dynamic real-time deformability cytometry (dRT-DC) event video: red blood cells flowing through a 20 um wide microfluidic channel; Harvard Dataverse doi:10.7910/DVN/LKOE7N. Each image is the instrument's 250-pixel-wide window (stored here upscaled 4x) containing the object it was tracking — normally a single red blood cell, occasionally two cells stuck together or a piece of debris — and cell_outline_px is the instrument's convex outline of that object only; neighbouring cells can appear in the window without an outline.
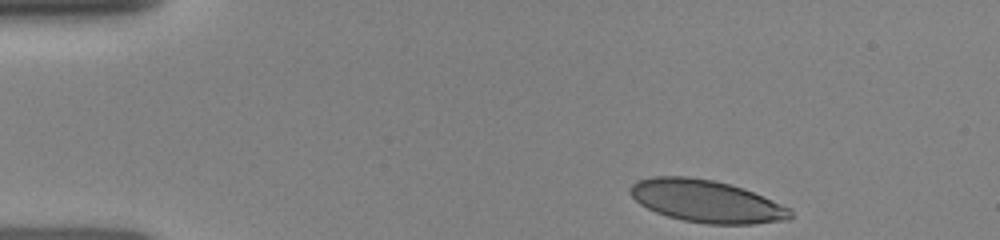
{"species": "human", "species_latin": "Homo sapiens", "temperature_condition": "room temperature", "stored_images_in_passage": 37, "camera_frame_rate_fps": 3000, "um_per_image_px": 0.085, "donor": {"sex": "female"}, "frame": {"image": 1, "passage_image": 1, "time_ms": 0.0, "image_size_px": [1000, 240], "cell_outline_px": [[792, 216], [788, 220], [752, 224], [708, 224], [684, 220], [668, 216], [656, 212], [640, 204], [628, 192], [632, 184], [636, 180], [652, 176], [688, 176], [712, 180], [744, 188], [792, 208]], "centroid_in_image_um": [60.06, 17.1], "position_along_channel_um": 24.9, "area_um2": 39.59}}
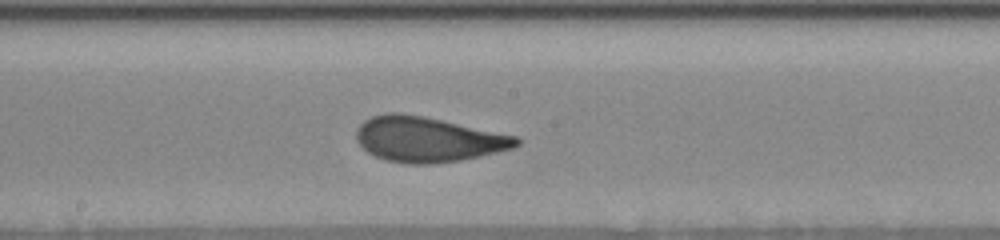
{"frame": {"image": 2, "passage_image": 22, "time_ms": 6.333, "image_size_px": [1000, 240], "cell_outline_px": [[520, 144], [512, 148], [480, 156], [460, 160], [432, 164], [408, 164], [384, 160], [368, 152], [356, 140], [356, 128], [364, 120], [372, 116], [388, 112], [400, 112], [424, 116], [516, 136], [520, 140]], "centroid_in_image_um": [36.33, 11.84], "position_along_channel_um": 211.9, "area_um2": 42.02}}
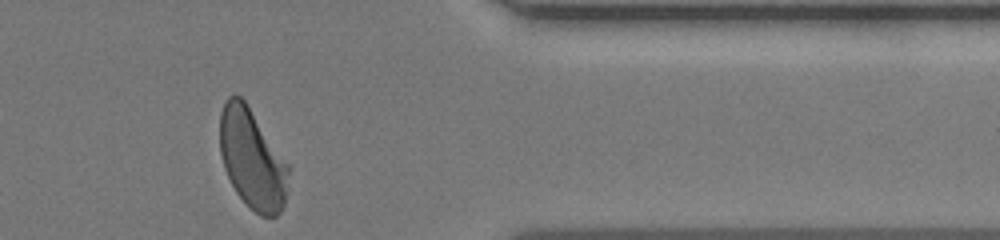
{"frame": {"image": 3, "passage_image": 37, "time_ms": 11.0, "image_size_px": [1000, 240], "cell_outline_px": [[288, 192], [284, 204], [280, 212], [276, 216], [260, 216], [248, 208], [236, 192], [224, 168], [220, 152], [220, 112], [228, 96], [240, 96], [244, 100], [288, 164]], "centroid_in_image_um": [21.43, 13.56], "position_along_channel_um": 390.0, "area_um2": 39.71}}